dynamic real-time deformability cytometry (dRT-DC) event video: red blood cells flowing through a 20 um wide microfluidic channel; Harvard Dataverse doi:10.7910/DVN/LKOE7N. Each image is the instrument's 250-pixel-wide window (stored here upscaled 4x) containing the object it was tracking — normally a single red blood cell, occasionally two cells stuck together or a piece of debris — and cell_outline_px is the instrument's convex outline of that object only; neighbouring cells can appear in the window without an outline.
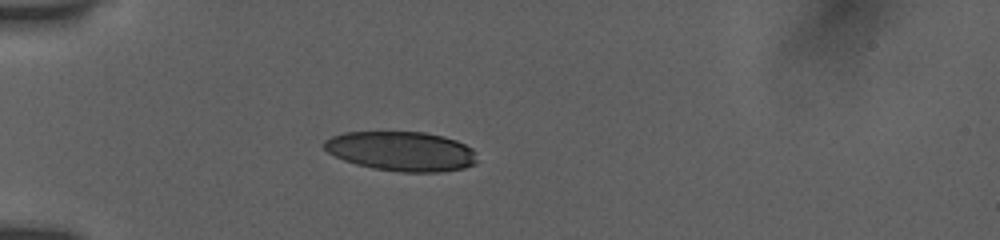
{"species": "human", "species_latin": "Homo sapiens", "temperature_condition": "room temperature", "stored_images_in_passage": 48, "camera_frame_rate_fps": 3000, "um_per_image_px": 0.085, "donor": {"sex": "female"}, "frame": {"image": 1, "passage_image": 1, "time_ms": 0.0, "image_size_px": [1000, 240], "cell_outline_px": [[476, 164], [464, 168], [440, 172], [400, 172], [372, 168], [356, 164], [344, 160], [328, 152], [320, 144], [324, 140], [332, 136], [344, 132], [424, 132], [444, 136], [456, 140], [472, 148], [476, 152]], "centroid_in_image_um": [34.12, 12.85], "position_along_channel_um": 50.9, "area_um2": 35.49}}
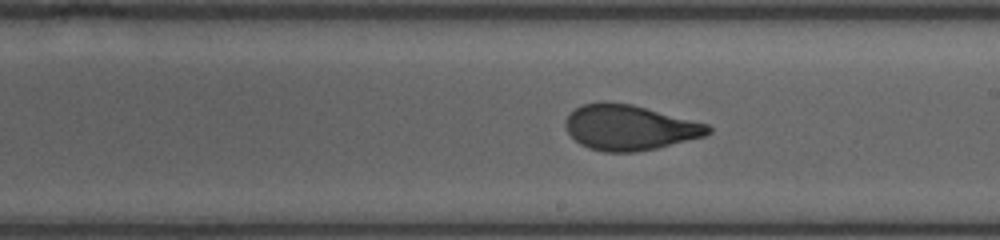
{"frame": {"image": 2, "passage_image": 17, "time_ms": 5.333, "image_size_px": [1000, 240], "cell_outline_px": [[712, 132], [704, 136], [656, 148], [636, 152], [604, 152], [588, 148], [580, 144], [568, 132], [564, 124], [564, 120], [576, 108], [584, 104], [608, 100], [632, 104], [708, 124], [712, 128]], "centroid_in_image_um": [53.49, 10.83], "position_along_channel_um": 235.5, "area_um2": 37.63}}
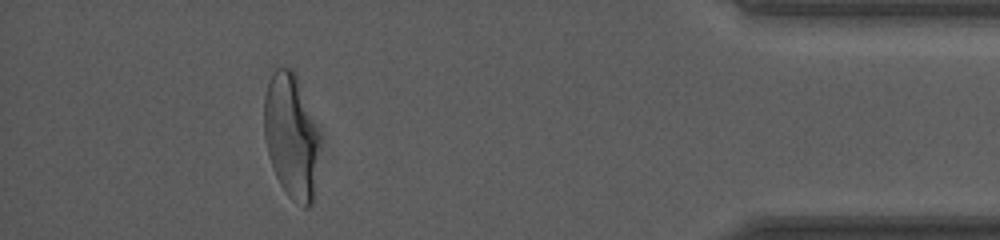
{"frame": {"image": 3, "passage_image": 41, "time_ms": 11.0, "image_size_px": [1000, 240], "cell_outline_px": [[320, 136], [312, 204], [308, 208], [304, 208], [292, 200], [288, 196], [280, 184], [272, 168], [268, 156], [264, 140], [264, 96], [268, 68], [292, 68], [296, 72]], "centroid_in_image_um": [24.71, 11.49], "position_along_channel_um": 410.5, "area_um2": 41.1}, "authors_computed_cell_mechanics": {"area_um2": 37.9746, "velocity_mm_per_s": 3.8717, "shape_relaxation_time_tau1_ms": 4.9244, "shape_relaxation_time_tau2_ms": 0.7, "deformation_change_tau1": 0.1957, "deformation_change_tau2": 0.0653}}